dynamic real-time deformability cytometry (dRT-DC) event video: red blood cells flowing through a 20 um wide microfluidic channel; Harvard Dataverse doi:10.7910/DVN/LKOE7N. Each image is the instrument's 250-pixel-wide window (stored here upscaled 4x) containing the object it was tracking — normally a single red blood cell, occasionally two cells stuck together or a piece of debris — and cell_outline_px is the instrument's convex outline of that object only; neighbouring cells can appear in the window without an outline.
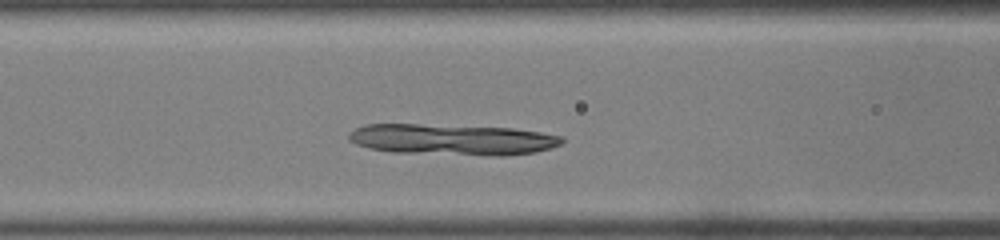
{"species": "common noctule bat (a hibernating species)", "species_latin": "Nyctalus noctula", "temperature_condition": "warm", "stored_images_in_passage": 7, "camera_frame_rate_fps": 3000, "um_per_image_px": 0.085, "animal": {"sex": "male", "body_mass_g": 19.0, "forearm_length_mm": 50.8}, "frame": {"image": 1, "passage_image": 6, "time_ms": 1.667, "image_size_px": [1000, 240], "cell_outline_px": [[564, 140], [560, 144], [552, 148], [536, 152], [504, 156], [500, 156], [392, 152], [368, 148], [356, 144], [348, 140], [348, 132], [364, 124], [420, 124], [512, 128], [540, 132], [564, 136]], "centroid_in_image_um": [38.44, 11.86], "position_along_channel_um": 128.2, "area_um2": 38.78}}